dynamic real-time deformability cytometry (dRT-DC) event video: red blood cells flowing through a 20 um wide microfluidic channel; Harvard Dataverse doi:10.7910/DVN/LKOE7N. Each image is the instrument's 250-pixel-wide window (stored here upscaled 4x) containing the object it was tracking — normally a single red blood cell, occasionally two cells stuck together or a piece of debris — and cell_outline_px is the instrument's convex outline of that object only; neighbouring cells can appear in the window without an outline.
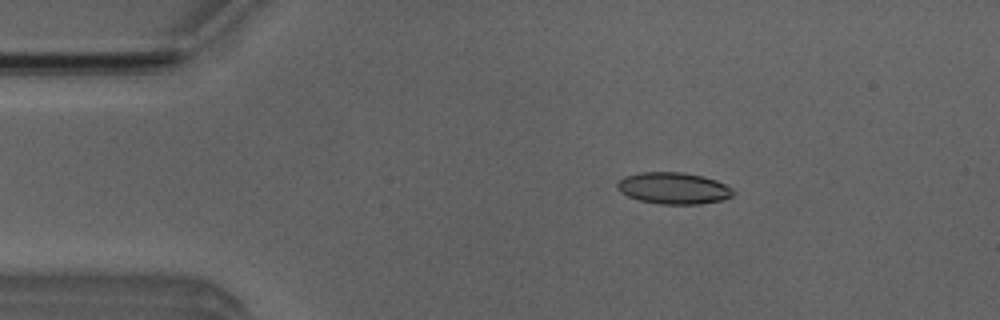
{"species": "Egyptian fruit bat (a non-hibernating species)", "species_latin": "Rousettus aegyptiacus", "temperature_condition": "room temperature", "stored_images_in_passage": 47, "camera_frame_rate_fps": 3000, "um_per_image_px": 0.085, "animal": {"sex": "male"}, "frame": {"image": 1, "passage_image": 5, "time_ms": 1.333, "image_size_px": [1000, 320], "cell_outline_px": [[736, 192], [732, 196], [724, 200], [700, 204], [660, 204], [640, 200], [628, 196], [620, 192], [616, 188], [616, 184], [624, 176], [640, 172], [684, 172], [704, 176], [716, 180], [732, 188]], "centroid_in_image_um": [57.26, 15.99], "position_along_channel_um": 27.7, "area_um2": 21.56}}
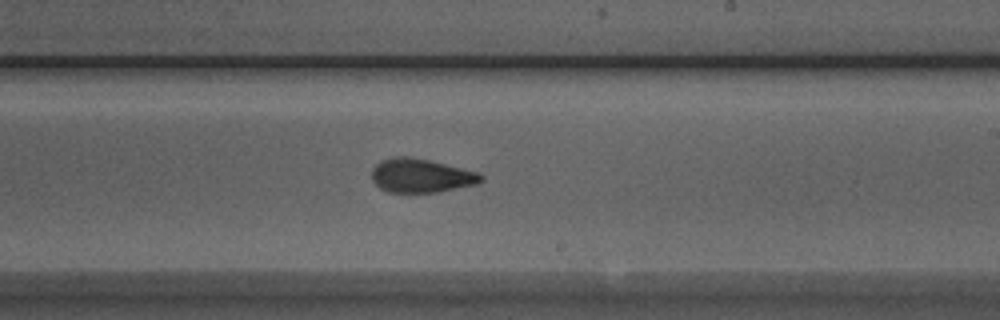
{"frame": {"image": 2, "passage_image": 26, "time_ms": 8.333, "image_size_px": [1000, 320], "cell_outline_px": [[484, 180], [476, 184], [436, 192], [388, 192], [380, 188], [372, 180], [372, 168], [380, 160], [392, 156], [408, 156], [428, 160], [480, 172], [484, 176]], "centroid_in_image_um": [35.78, 14.92], "position_along_channel_um": 253.2, "area_um2": 21.62}}
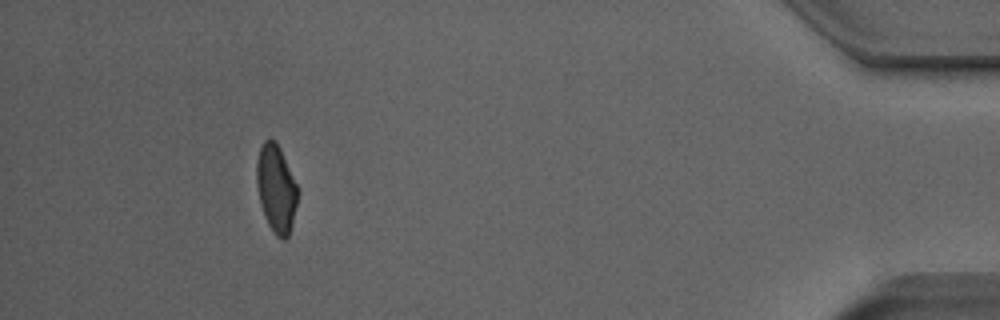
{"frame": {"image": 3, "passage_image": 43, "time_ms": 14.0, "image_size_px": [1000, 320], "cell_outline_px": [[300, 192], [292, 224], [288, 236], [284, 240], [280, 240], [272, 232], [264, 216], [260, 204], [256, 184], [256, 164], [260, 148], [264, 140], [276, 140], [300, 188]], "centroid_in_image_um": [23.5, 16.05], "position_along_channel_um": 411.7, "area_um2": 21.5}, "authors_computed_cell_mechanics": {"area_um2": 21.6172, "velocity_mm_per_s": 3.9896, "shape_relaxation_time_tau1_ms": 7.8377, "shape_relaxation_time_tau2_ms": 1.4967, "deformation_change_tau1": 0.2113, "deformation_change_tau2": 0.0847}}